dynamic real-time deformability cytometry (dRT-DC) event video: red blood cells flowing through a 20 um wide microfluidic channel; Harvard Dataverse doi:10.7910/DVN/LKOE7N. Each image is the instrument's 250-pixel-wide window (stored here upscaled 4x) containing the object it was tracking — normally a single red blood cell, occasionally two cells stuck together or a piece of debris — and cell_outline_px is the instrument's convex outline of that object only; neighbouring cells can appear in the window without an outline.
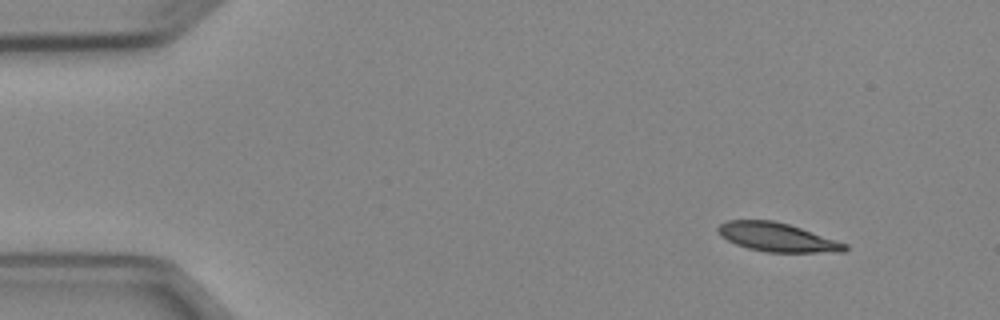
{"species": "Egyptian fruit bat (a non-hibernating species)", "species_latin": "Rousettus aegyptiacus", "temperature_condition": "cold", "stored_images_in_passage": 4, "camera_frame_rate_fps": 3000, "um_per_image_px": 0.085, "animal": {"sex": "female"}, "frame": {"image": 1, "passage_image": 1, "time_ms": 0.0, "image_size_px": [1000, 320], "cell_outline_px": [[848, 248], [844, 252], [764, 252], [748, 248], [736, 244], [720, 236], [716, 232], [716, 228], [720, 224], [728, 220], [772, 220], [788, 224], [848, 244]], "centroid_in_image_um": [66.03, 20.17], "position_along_channel_um": 19.0, "area_um2": 21.21}}
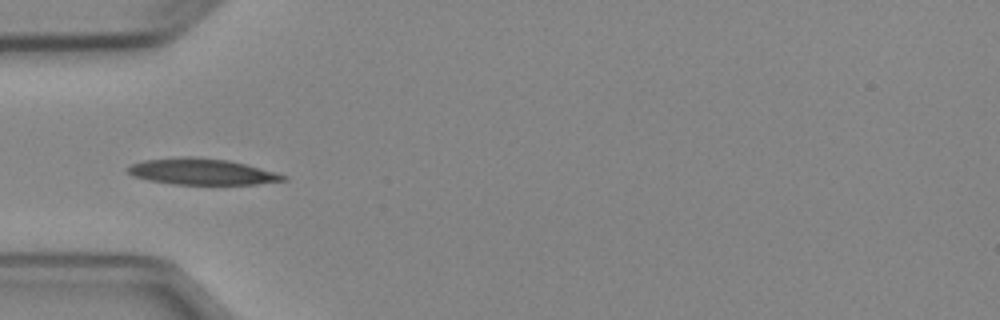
{"frame": {"image": 2, "passage_image": 4, "time_ms": 3.667, "image_size_px": [1000, 320], "cell_outline_px": [[288, 180], [256, 184], [176, 184], [148, 180], [132, 176], [124, 168], [132, 164], [144, 160], [184, 156], [192, 156], [228, 160], [244, 164], [288, 176]], "centroid_in_image_um": [17.11, 14.59], "position_along_channel_um": 67.9, "area_um2": 23.58}}